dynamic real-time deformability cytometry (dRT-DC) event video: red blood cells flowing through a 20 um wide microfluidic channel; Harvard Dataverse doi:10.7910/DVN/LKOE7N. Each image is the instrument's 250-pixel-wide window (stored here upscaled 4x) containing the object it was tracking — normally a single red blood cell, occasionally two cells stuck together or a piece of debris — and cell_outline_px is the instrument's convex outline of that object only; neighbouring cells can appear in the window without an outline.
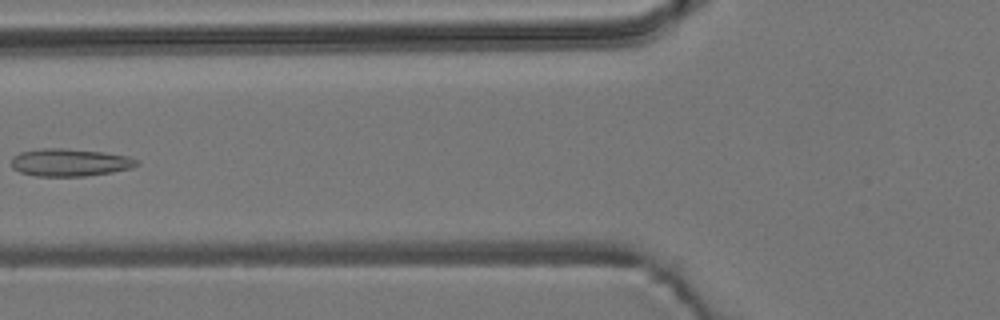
{"species": "common noctule bat (a hibernating species)", "species_latin": "Nyctalus noctula", "temperature_condition": "room temperature", "stored_images_in_passage": 6, "camera_frame_rate_fps": 3000, "um_per_image_px": 0.085, "animal": {"sex": "male", "body_mass_g": 19.2, "forearm_length_mm": 51.8}, "frame": {"image": 1, "passage_image": 4, "time_ms": 5.0, "image_size_px": [1000, 320], "cell_outline_px": [[140, 164], [132, 168], [112, 172], [84, 176], [36, 176], [20, 172], [12, 168], [12, 156], [20, 152], [44, 148], [64, 148], [104, 152], [128, 156], [140, 160]], "centroid_in_image_um": [5.96, 13.8], "position_along_channel_um": 119.8, "area_um2": 20.29}}
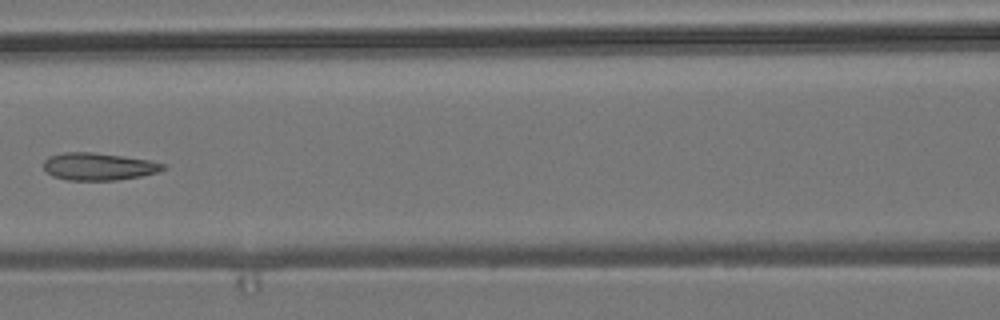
{"frame": {"image": 2, "passage_image": 5, "time_ms": 6.0, "image_size_px": [1000, 320], "cell_outline_px": [[168, 164], [160, 172], [140, 176], [116, 180], [68, 180], [52, 176], [44, 168], [44, 160], [48, 156], [64, 152], [92, 152], [124, 156], [148, 160]], "centroid_in_image_um": [8.39, 14.15], "position_along_channel_um": 158.2, "area_um2": 19.13}}
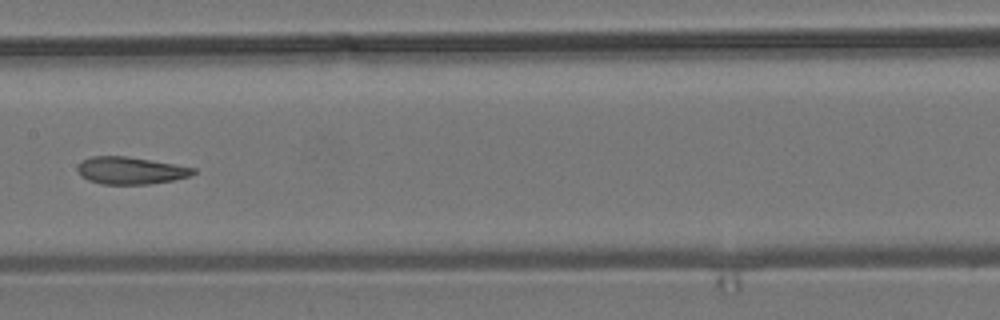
{"frame": {"image": 3, "passage_image": 6, "time_ms": 7.0, "image_size_px": [1000, 320], "cell_outline_px": [[196, 172], [188, 176], [172, 180], [148, 184], [100, 184], [88, 180], [80, 176], [76, 168], [84, 160], [92, 156], [128, 156], [196, 168]], "centroid_in_image_um": [11.07, 14.49], "position_along_channel_um": 196.3, "area_um2": 18.26}}